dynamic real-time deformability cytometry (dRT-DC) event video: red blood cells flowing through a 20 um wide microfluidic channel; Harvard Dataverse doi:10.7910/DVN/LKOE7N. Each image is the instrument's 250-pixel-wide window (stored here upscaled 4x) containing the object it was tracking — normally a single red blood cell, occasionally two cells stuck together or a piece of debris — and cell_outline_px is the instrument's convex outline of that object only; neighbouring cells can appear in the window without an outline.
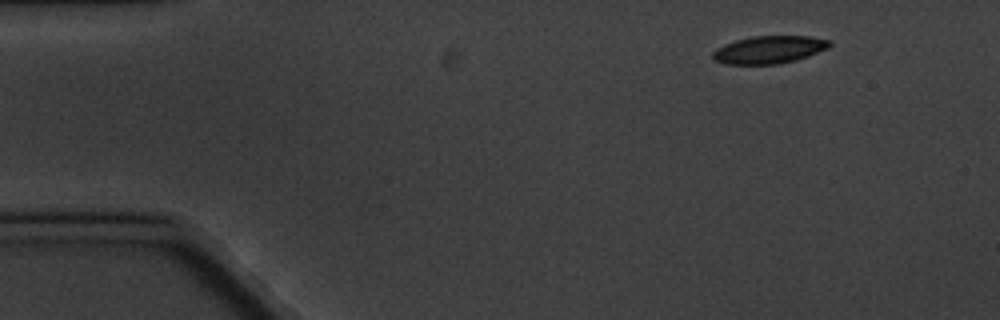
{"species": "common noctule bat (a hibernating species)", "species_latin": "Nyctalus noctula", "temperature_condition": "cold", "stored_images_in_passage": 6, "segment_of_instrument_passage": [2, 2], "camera_frame_rate_fps": 3000, "um_per_image_px": 0.085, "animal": {"sex": "male", "body_mass_g": 20.1, "forearm_length_mm": 53.5}, "frame": {"image": 1, "passage_image": 6, "time_ms": 6.667, "image_size_px": [1000, 320], "cell_outline_px": [[832, 44], [828, 48], [808, 56], [796, 60], [776, 64], [724, 64], [712, 60], [712, 52], [716, 48], [724, 44], [736, 40], [752, 36], [808, 36], [832, 40]], "centroid_in_image_um": [65.36, 4.22], "position_along_channel_um": 19.6, "area_um2": 18.96}}